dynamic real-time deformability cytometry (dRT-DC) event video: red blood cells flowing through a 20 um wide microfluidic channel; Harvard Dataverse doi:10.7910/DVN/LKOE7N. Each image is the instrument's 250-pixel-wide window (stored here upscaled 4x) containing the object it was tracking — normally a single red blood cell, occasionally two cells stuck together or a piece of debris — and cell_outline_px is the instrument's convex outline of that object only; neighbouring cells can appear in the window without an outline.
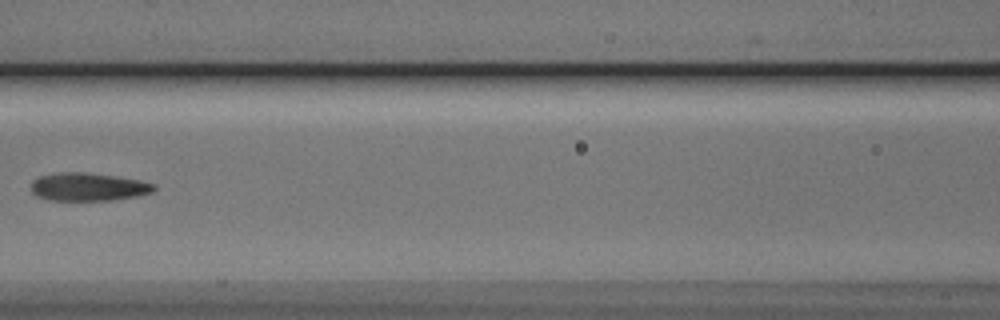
{"species": "Egyptian fruit bat (a non-hibernating species)", "species_latin": "Rousettus aegyptiacus", "temperature_condition": "cold", "stored_images_in_passage": 9, "camera_frame_rate_fps": 3000, "um_per_image_px": 0.085, "animal": {"sex": "male"}, "frame": {"image": 1, "passage_image": 7, "time_ms": 2.0, "image_size_px": [1000, 320], "cell_outline_px": [[156, 188], [152, 192], [136, 196], [112, 200], [48, 200], [36, 196], [32, 192], [32, 180], [40, 176], [60, 172], [84, 172], [112, 176], [136, 180], [152, 184]], "centroid_in_image_um": [7.43, 15.89], "position_along_channel_um": 159.2, "area_um2": 19.77}}
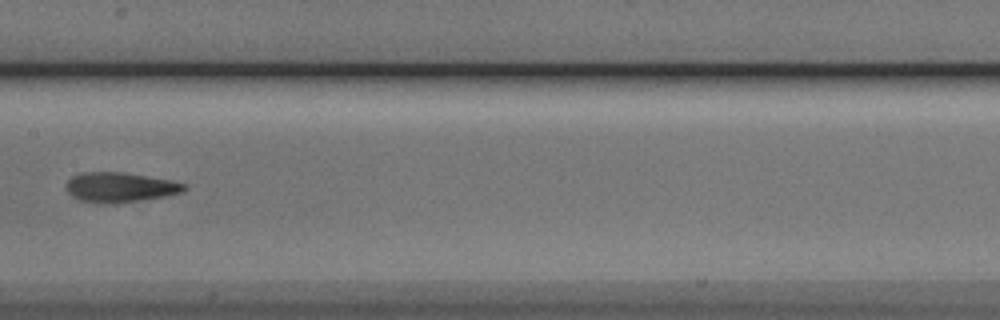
{"frame": {"image": 2, "passage_image": 8, "time_ms": 2.333, "image_size_px": [1000, 320], "cell_outline_px": [[188, 188], [184, 192], [164, 196], [116, 204], [104, 204], [80, 200], [72, 196], [68, 192], [64, 184], [72, 176], [84, 172], [120, 172], [168, 180], [184, 184]], "centroid_in_image_um": [10.15, 15.93], "position_along_channel_um": 197.2, "area_um2": 20.4}}
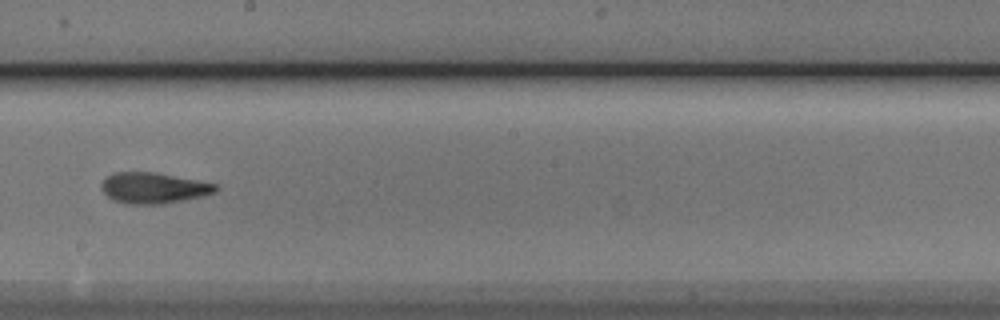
{"frame": {"image": 3, "passage_image": 9, "time_ms": 2.667, "image_size_px": [1000, 320], "cell_outline_px": [[220, 188], [216, 192], [204, 196], [164, 204], [128, 204], [112, 200], [100, 188], [100, 184], [108, 176], [116, 172], [156, 172], [216, 184]], "centroid_in_image_um": [13.06, 15.98], "position_along_channel_um": 235.1, "area_um2": 20.63}}